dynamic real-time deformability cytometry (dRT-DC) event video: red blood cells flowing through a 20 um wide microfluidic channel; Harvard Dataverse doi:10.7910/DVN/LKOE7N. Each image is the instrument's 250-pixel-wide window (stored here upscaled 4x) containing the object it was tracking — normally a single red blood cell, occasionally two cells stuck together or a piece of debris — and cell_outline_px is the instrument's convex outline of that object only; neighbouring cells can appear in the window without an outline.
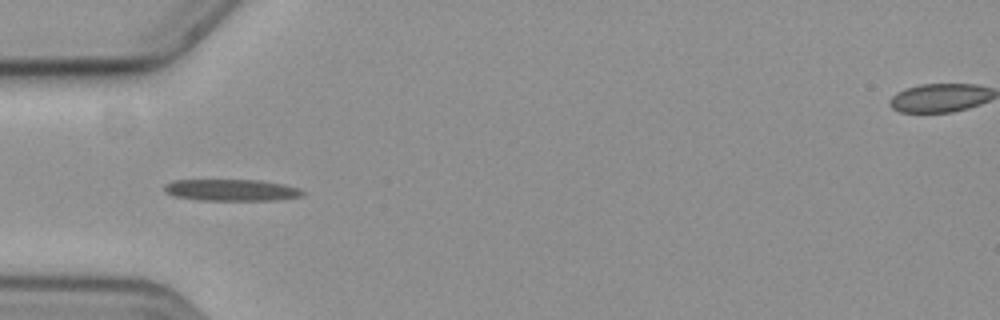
{"species": "common noctule bat (a hibernating species)", "species_latin": "Nyctalus noctula", "temperature_condition": "cold", "stored_images_in_passage": 18, "camera_frame_rate_fps": 3000, "um_per_image_px": 0.085, "animal": {"sex": "female", "body_mass_g": 19.3, "forearm_length_mm": 54.1}, "frame": {"image": 1, "passage_image": 1, "time_ms": 0.0, "image_size_px": [1000, 320], "cell_outline_px": [[304, 196], [280, 200], [200, 200], [172, 196], [164, 192], [164, 184], [172, 180], [260, 180], [280, 184], [296, 188], [304, 192]], "centroid_in_image_um": [19.61, 16.16], "position_along_channel_um": 65.4, "area_um2": 17.46}}